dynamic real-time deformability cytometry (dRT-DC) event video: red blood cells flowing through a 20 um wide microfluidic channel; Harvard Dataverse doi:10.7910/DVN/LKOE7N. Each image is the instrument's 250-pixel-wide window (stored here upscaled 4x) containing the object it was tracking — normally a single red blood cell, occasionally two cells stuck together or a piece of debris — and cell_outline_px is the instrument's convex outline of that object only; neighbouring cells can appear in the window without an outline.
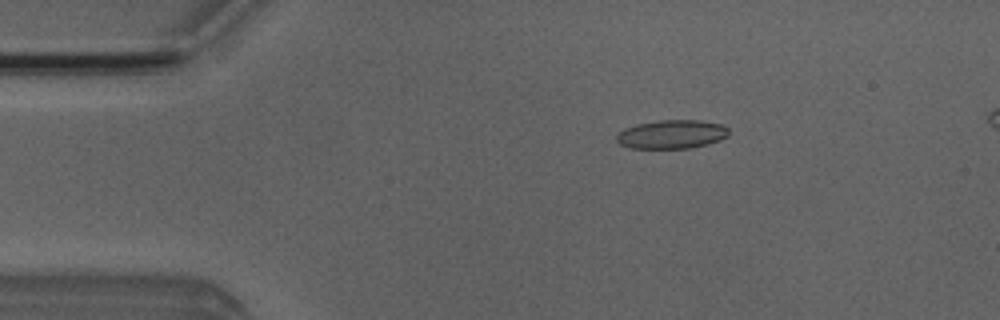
{"species": "Egyptian fruit bat (a non-hibernating species)", "species_latin": "Rousettus aegyptiacus", "temperature_condition": "room temperature", "stored_images_in_passage": 6, "camera_frame_rate_fps": 3000, "um_per_image_px": 0.085, "animal": {"sex": "male"}, "frame": {"image": 1, "passage_image": 1, "time_ms": 0.0, "image_size_px": [1000, 320], "cell_outline_px": [[728, 136], [720, 140], [708, 144], [688, 148], [632, 148], [620, 144], [616, 140], [616, 136], [624, 128], [636, 124], [660, 120], [700, 120], [720, 124], [728, 128]], "centroid_in_image_um": [57.1, 11.41], "position_along_channel_um": 27.9, "area_um2": 18.73}}
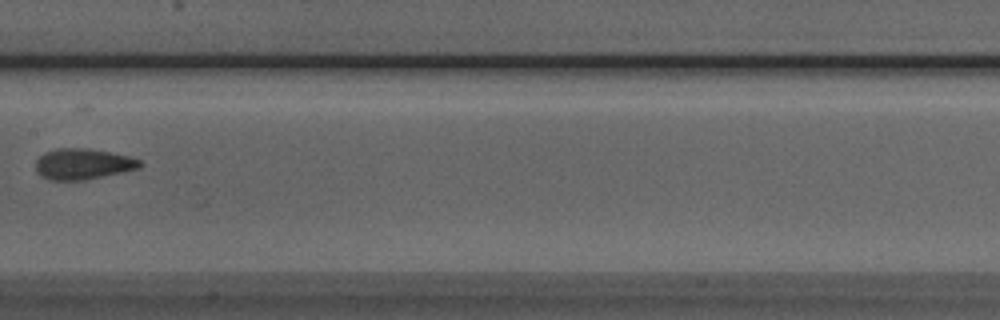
{"frame": {"image": 2, "passage_image": 6, "time_ms": 5.667, "image_size_px": [1000, 320], "cell_outline_px": [[140, 168], [84, 180], [48, 180], [40, 176], [36, 172], [36, 160], [44, 152], [56, 148], [88, 148], [128, 156], [140, 160]], "centroid_in_image_um": [6.99, 13.94], "position_along_channel_um": 200.4, "area_um2": 18.67}}